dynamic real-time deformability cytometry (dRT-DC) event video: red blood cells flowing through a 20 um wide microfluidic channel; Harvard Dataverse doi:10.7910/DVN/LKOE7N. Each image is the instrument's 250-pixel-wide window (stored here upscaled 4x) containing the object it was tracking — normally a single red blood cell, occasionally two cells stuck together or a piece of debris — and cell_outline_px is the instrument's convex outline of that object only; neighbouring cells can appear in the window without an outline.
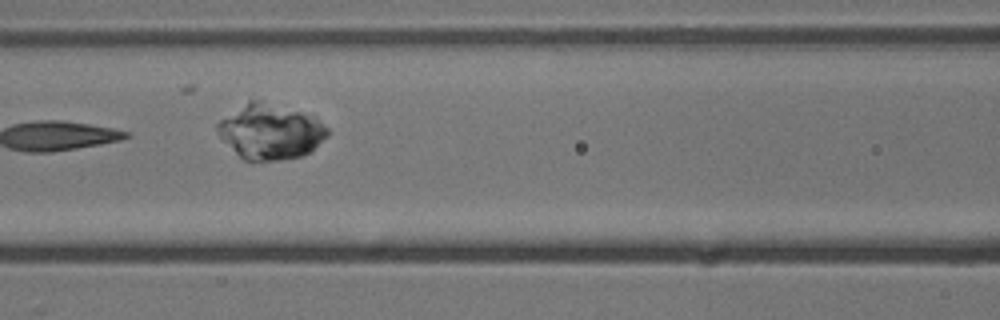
{"species": "common noctule bat (a hibernating species)", "species_latin": "Nyctalus noctula", "temperature_condition": "cold", "stored_images_in_passage": 9, "camera_frame_rate_fps": 3000, "um_per_image_px": 0.085, "animal": {"sex": "male", "body_mass_g": 13.3}, "frame": {"image": 1, "passage_image": 6, "time_ms": 6.0, "image_size_px": [1000, 320], "cell_outline_px": [[328, 136], [308, 152], [300, 156], [280, 160], [244, 160], [220, 136], [216, 128], [216, 124], [220, 120], [248, 100], [252, 100], [316, 116], [328, 128]], "centroid_in_image_um": [22.99, 11.2], "position_along_channel_um": 143.6, "area_um2": 34.45}}
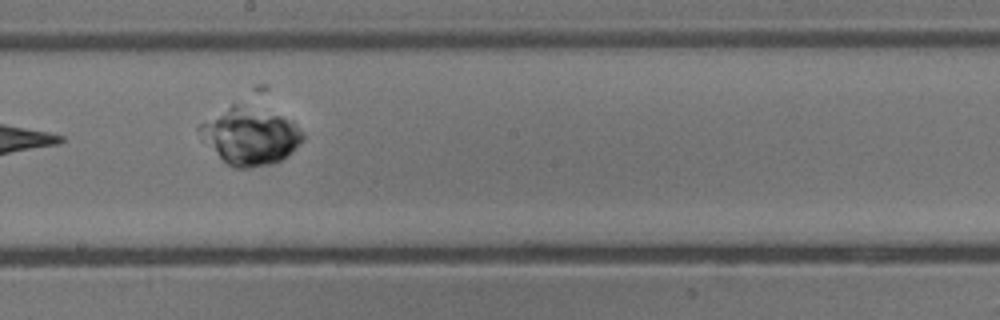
{"frame": {"image": 2, "passage_image": 8, "time_ms": 8.333, "image_size_px": [1000, 320], "cell_outline_px": [[304, 140], [288, 156], [280, 160], [268, 164], [248, 168], [236, 168], [228, 164], [220, 156], [196, 128], [200, 124], [232, 104], [280, 116], [292, 124], [304, 136]], "centroid_in_image_um": [21.26, 11.61], "position_along_channel_um": 226.9, "area_um2": 32.48}}
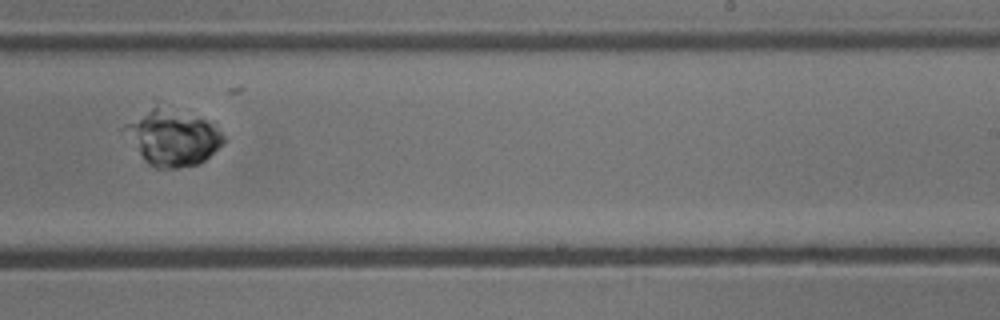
{"frame": {"image": 3, "passage_image": 9, "time_ms": 9.667, "image_size_px": [1000, 320], "cell_outline_px": [[224, 140], [200, 164], [176, 168], [156, 168], [148, 164], [120, 128], [124, 124], [152, 108], [156, 108], [204, 120], [220, 132], [224, 136]], "centroid_in_image_um": [14.61, 11.78], "position_along_channel_um": 274.4, "area_um2": 30.35}}